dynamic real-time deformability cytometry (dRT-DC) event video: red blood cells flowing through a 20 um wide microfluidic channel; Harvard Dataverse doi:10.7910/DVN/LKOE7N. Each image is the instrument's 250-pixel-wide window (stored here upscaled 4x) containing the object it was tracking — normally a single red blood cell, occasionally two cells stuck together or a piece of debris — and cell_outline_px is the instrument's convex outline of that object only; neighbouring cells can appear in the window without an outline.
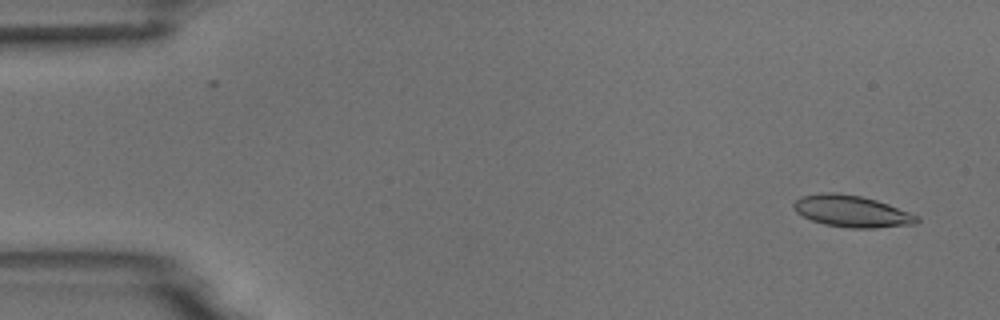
{"species": "common noctule bat (a hibernating species)", "species_latin": "Nyctalus noctula", "temperature_condition": "room temperature", "stored_images_in_passage": 10, "camera_frame_rate_fps": 3000, "um_per_image_px": 0.085, "animal": {"sex": "male", "body_mass_g": 18.8}, "frame": {"image": 1, "passage_image": 1, "time_ms": 0.0, "image_size_px": [1000, 320], "cell_outline_px": [[920, 220], [916, 224], [876, 228], [852, 228], [824, 224], [812, 220], [796, 212], [792, 208], [792, 204], [800, 196], [824, 192], [836, 192], [860, 196], [876, 200], [888, 204], [920, 216]], "centroid_in_image_um": [72.4, 17.95], "position_along_channel_um": 12.6, "area_um2": 22.83}}
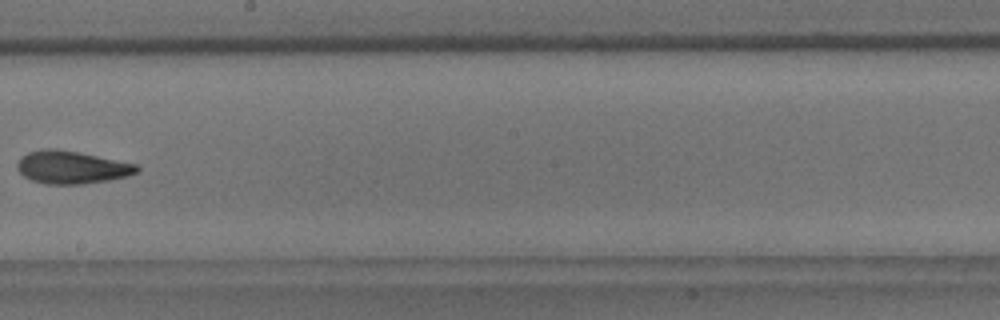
{"frame": {"image": 2, "passage_image": 9, "time_ms": 9.333, "image_size_px": [1000, 320], "cell_outline_px": [[140, 172], [128, 176], [108, 180], [84, 184], [44, 184], [32, 180], [24, 176], [16, 168], [16, 164], [20, 156], [28, 152], [40, 148], [56, 148], [136, 164], [140, 168]], "centroid_in_image_um": [6.05, 14.22], "position_along_channel_um": 242.1, "area_um2": 22.95}}
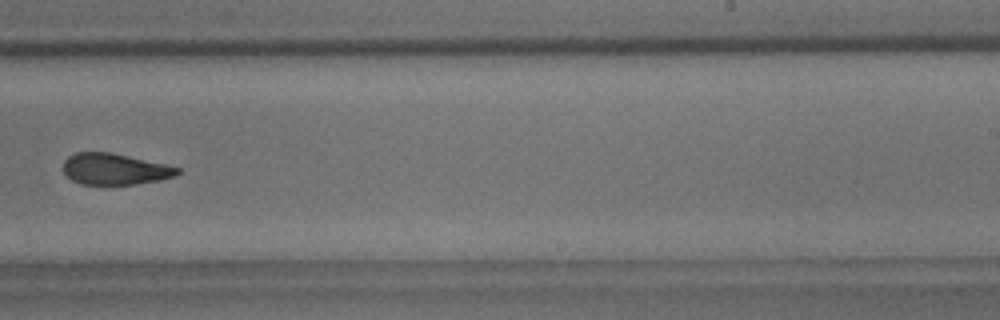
{"frame": {"image": 3, "passage_image": 10, "time_ms": 10.333, "image_size_px": [1000, 320], "cell_outline_px": [[180, 172], [176, 176], [160, 180], [136, 184], [80, 184], [72, 180], [64, 172], [64, 160], [68, 156], [76, 152], [112, 152], [164, 164], [180, 168]], "centroid_in_image_um": [9.76, 14.37], "position_along_channel_um": 279.2, "area_um2": 20.75}}